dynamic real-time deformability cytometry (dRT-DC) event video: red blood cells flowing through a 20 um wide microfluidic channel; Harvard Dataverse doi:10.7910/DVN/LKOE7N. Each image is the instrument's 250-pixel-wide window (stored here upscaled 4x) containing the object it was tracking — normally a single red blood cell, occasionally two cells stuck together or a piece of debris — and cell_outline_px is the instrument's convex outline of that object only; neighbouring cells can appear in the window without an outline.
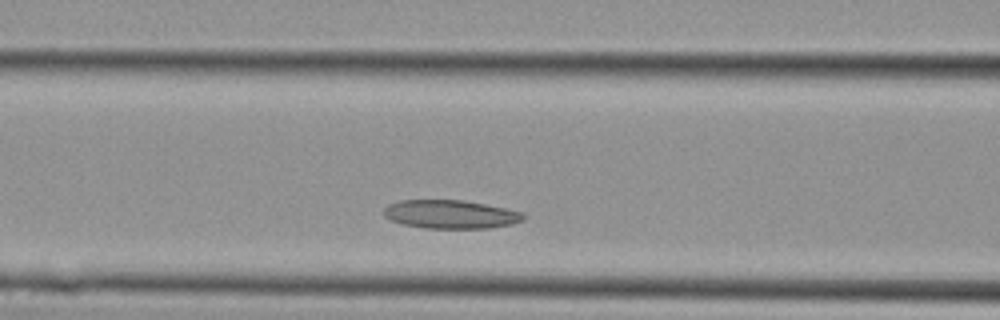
{"species": "Egyptian fruit bat (a non-hibernating species)", "species_latin": "Rousettus aegyptiacus", "temperature_condition": "cold", "stored_images_in_passage": 15, "camera_frame_rate_fps": 3000, "um_per_image_px": 0.085, "animal": {"sex": "female"}, "frame": {"image": 1, "passage_image": 4, "time_ms": 1.0, "image_size_px": [1000, 320], "cell_outline_px": [[528, 216], [524, 220], [512, 224], [488, 228], [424, 228], [400, 224], [384, 216], [384, 208], [388, 204], [400, 200], [464, 200], [524, 212]], "centroid_in_image_um": [38.31, 18.22], "position_along_channel_um": 128.3, "area_um2": 23.35}}
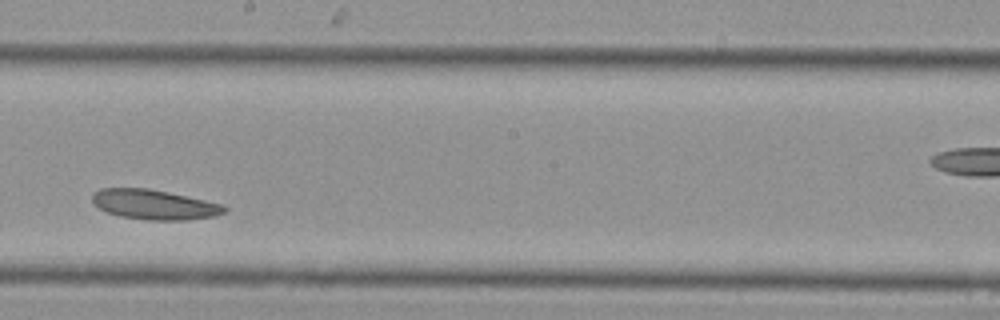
{"frame": {"image": 2, "passage_image": 9, "time_ms": 2.667, "image_size_px": [1000, 320], "cell_outline_px": [[228, 208], [224, 212], [216, 216], [188, 220], [148, 220], [120, 216], [108, 212], [92, 204], [92, 192], [100, 188], [148, 188], [168, 192], [204, 200], [220, 204]], "centroid_in_image_um": [13.07, 17.39], "position_along_channel_um": 235.1, "area_um2": 22.95}}
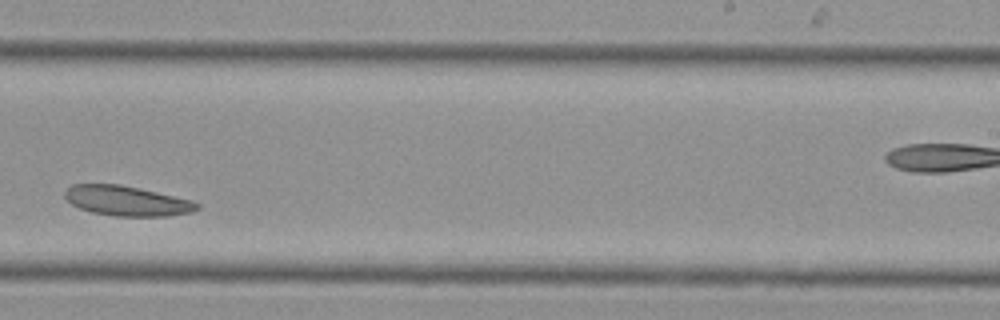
{"frame": {"image": 3, "passage_image": 11, "time_ms": 3.333, "image_size_px": [1000, 320], "cell_outline_px": [[200, 208], [192, 212], [164, 216], [116, 216], [92, 212], [80, 208], [72, 204], [64, 196], [64, 192], [72, 184], [120, 184], [192, 200], [200, 204]], "centroid_in_image_um": [10.79, 17.07], "position_along_channel_um": 278.2, "area_um2": 22.89}}